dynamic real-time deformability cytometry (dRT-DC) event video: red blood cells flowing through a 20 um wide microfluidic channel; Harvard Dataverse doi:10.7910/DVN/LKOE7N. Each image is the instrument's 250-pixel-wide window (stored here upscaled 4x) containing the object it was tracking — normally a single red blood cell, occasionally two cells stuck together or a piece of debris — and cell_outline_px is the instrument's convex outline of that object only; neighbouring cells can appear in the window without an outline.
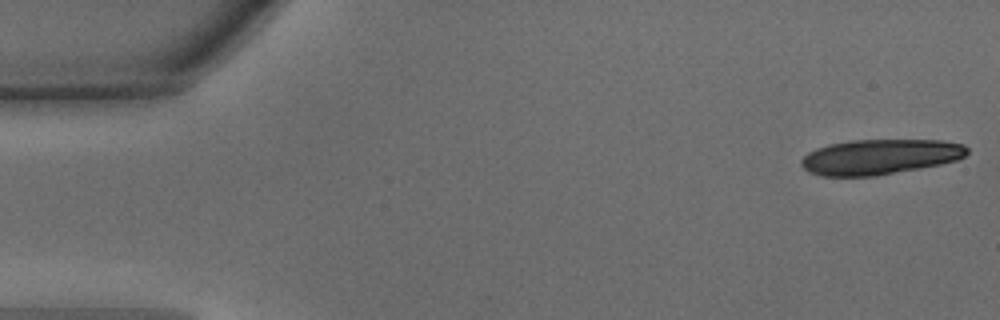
{"species": "common noctule bat (a hibernating species)", "species_latin": "Nyctalus noctula", "temperature_condition": "warm", "stored_images_in_passage": 9, "camera_frame_rate_fps": 3000, "um_per_image_px": 0.085, "animal": {"sex": "male", "body_mass_g": 15.6}, "frame": {"image": 1, "passage_image": 1, "time_ms": 0.0, "image_size_px": [1000, 320], "cell_outline_px": [[968, 152], [964, 156], [956, 160], [940, 164], [920, 168], [876, 176], [820, 176], [808, 172], [800, 164], [800, 160], [808, 152], [816, 148], [828, 144], [852, 140], [940, 140], [964, 144], [968, 148]], "centroid_in_image_um": [74.76, 13.33], "position_along_channel_um": 10.2, "area_um2": 34.16}}